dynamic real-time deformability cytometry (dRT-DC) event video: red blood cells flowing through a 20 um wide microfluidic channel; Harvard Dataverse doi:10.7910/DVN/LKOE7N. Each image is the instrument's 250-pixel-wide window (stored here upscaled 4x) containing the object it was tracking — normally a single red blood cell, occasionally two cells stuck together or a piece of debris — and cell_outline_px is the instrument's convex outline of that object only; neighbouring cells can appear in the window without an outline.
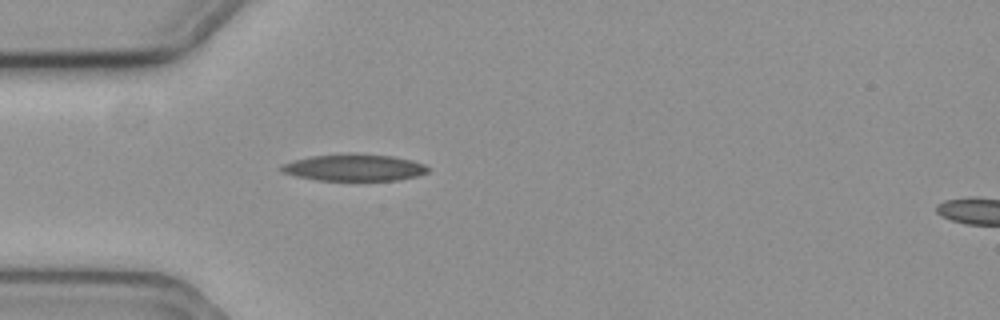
{"species": "common noctule bat (a hibernating species)", "species_latin": "Nyctalus noctula", "temperature_condition": "cold", "stored_images_in_passage": 39, "camera_frame_rate_fps": 3000, "um_per_image_px": 0.085, "animal": {"sex": "female", "body_mass_g": 19.3, "forearm_length_mm": 54.1}, "frame": {"image": 1, "passage_image": 1, "time_ms": 0.0, "image_size_px": [1000, 320], "cell_outline_px": [[432, 168], [428, 172], [416, 176], [396, 180], [320, 180], [296, 176], [284, 172], [280, 168], [280, 164], [292, 160], [312, 156], [348, 152], [352, 152], [392, 156], [412, 160], [424, 164]], "centroid_in_image_um": [30.12, 14.22], "position_along_channel_um": 54.9, "area_um2": 23.12}}
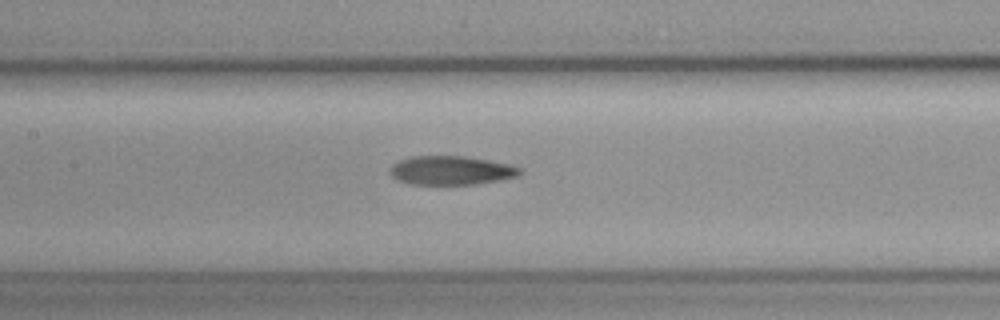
{"frame": {"image": 2, "passage_image": 11, "time_ms": 3.333, "image_size_px": [1000, 320], "cell_outline_px": [[520, 172], [516, 176], [496, 180], [472, 184], [412, 184], [400, 180], [392, 176], [392, 164], [400, 160], [412, 156], [464, 156], [488, 160], [508, 164], [520, 168]], "centroid_in_image_um": [38.32, 14.47], "position_along_channel_um": 169.1, "area_um2": 21.27}}
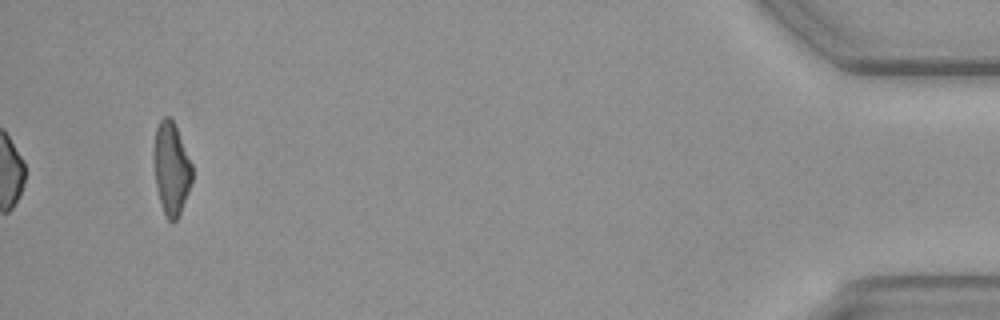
{"frame": {"image": 3, "passage_image": 39, "time_ms": 12.667, "image_size_px": [1000, 320], "cell_outline_px": [[192, 180], [188, 192], [180, 212], [176, 220], [172, 224], [168, 220], [164, 212], [156, 188], [156, 128], [160, 120], [164, 116], [168, 116], [172, 120], [176, 128], [192, 164]], "centroid_in_image_um": [14.59, 14.36], "position_along_channel_um": 420.6, "area_um2": 19.71}, "authors_computed_cell_mechanics": {"area_um2": 21.5594, "velocity_mm_per_s": 3.6113, "shape_relaxation_time_tau1_ms": 7.3111, "shape_relaxation_time_tau2_ms": 4.9617, "deformation_change_tau1": 0.2153, "deformation_change_tau2": 0.1428}}